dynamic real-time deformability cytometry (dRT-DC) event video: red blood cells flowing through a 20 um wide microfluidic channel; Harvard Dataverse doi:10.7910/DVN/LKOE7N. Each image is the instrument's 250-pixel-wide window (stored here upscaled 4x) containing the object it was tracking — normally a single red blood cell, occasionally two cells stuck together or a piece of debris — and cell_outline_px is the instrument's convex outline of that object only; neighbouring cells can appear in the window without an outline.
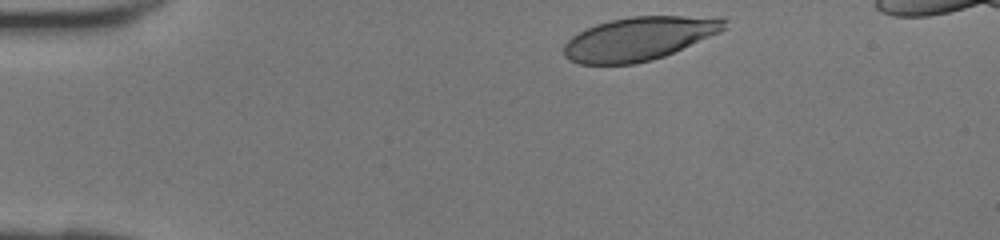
{"species": "human", "species_latin": "Homo sapiens", "temperature_condition": "room temperature", "stored_images_in_passage": 30, "camera_frame_rate_fps": 3000, "um_per_image_px": 0.085, "donor": {"sex": "female"}, "frame": {"image": 1, "passage_image": 1, "time_ms": 0.0, "image_size_px": [1000, 240], "cell_outline_px": [[728, 28], [720, 32], [664, 56], [652, 60], [636, 64], [580, 64], [568, 60], [564, 56], [564, 44], [572, 36], [596, 24], [608, 20], [632, 16], [724, 16], [728, 20]], "centroid_in_image_um": [54.37, 3.27], "position_along_channel_um": 30.6, "area_um2": 40.98}}
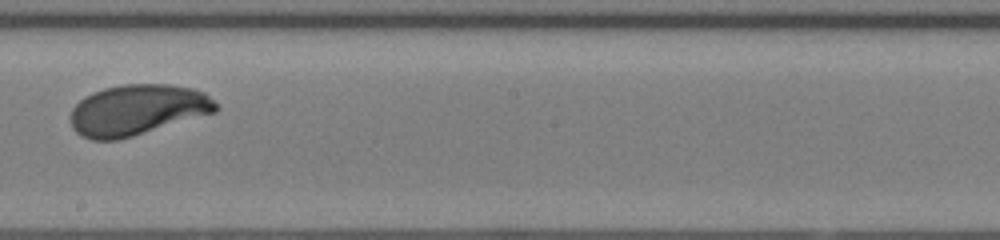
{"frame": {"image": 2, "passage_image": 18, "time_ms": 5.667, "image_size_px": [1000, 240], "cell_outline_px": [[220, 108], [216, 112], [120, 140], [92, 140], [80, 136], [72, 128], [72, 108], [80, 100], [92, 92], [104, 88], [124, 84], [168, 84], [192, 88], [204, 92]], "centroid_in_image_um": [11.67, 9.35], "position_along_channel_um": 236.5, "area_um2": 42.95}}
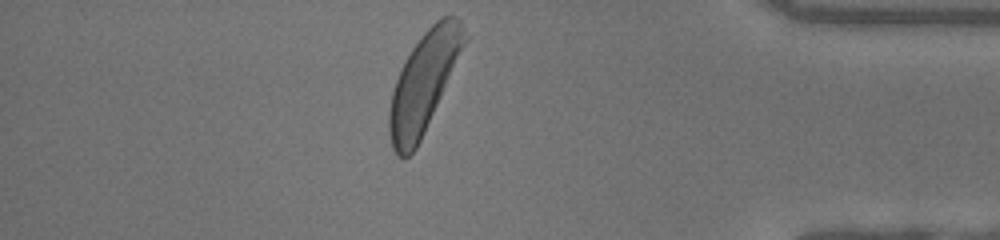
{"frame": {"image": 3, "passage_image": 30, "time_ms": 9.667, "image_size_px": [1000, 240], "cell_outline_px": [[468, 40], [420, 140], [416, 148], [404, 160], [396, 156], [392, 148], [388, 132], [388, 112], [392, 92], [400, 68], [412, 48], [420, 36], [436, 20], [444, 16], [456, 16], [460, 20], [468, 36]], "centroid_in_image_um": [36.0, 7.01], "position_along_channel_um": 399.2, "area_um2": 43.47}}